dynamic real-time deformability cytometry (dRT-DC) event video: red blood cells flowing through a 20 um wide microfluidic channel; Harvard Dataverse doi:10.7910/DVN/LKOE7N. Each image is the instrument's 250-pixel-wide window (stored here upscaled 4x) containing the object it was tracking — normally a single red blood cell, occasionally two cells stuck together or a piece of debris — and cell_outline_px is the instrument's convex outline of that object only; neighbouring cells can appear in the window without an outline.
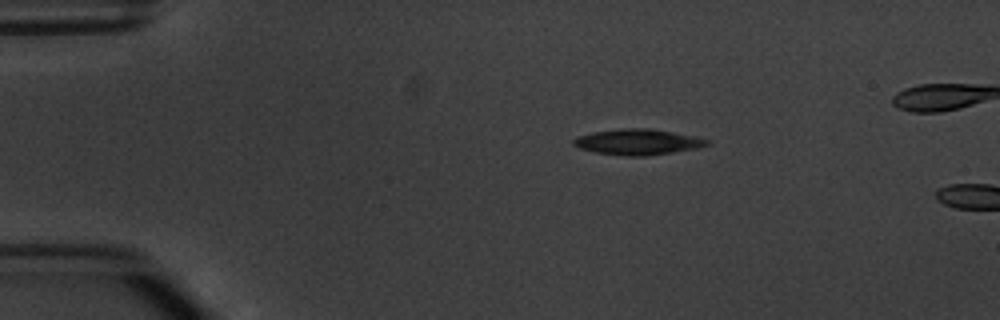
{"species": "common noctule bat (a hibernating species)", "species_latin": "Nyctalus noctula", "temperature_condition": "warm", "stored_images_in_passage": 2, "camera_frame_rate_fps": 3000, "um_per_image_px": 0.085, "animal": {"sex": "male", "body_mass_g": 20.1, "forearm_length_mm": 53.5}, "frame": {"image": 1, "passage_image": 1, "time_ms": 0.0, "image_size_px": [1000, 320], "cell_outline_px": [[712, 144], [700, 148], [644, 156], [628, 156], [596, 152], [580, 148], [572, 144], [572, 140], [580, 136], [592, 132], [620, 128], [648, 128], [672, 132], [692, 136], [708, 140]], "centroid_in_image_um": [54.22, 12.06], "position_along_channel_um": 30.8, "area_um2": 19.83}}